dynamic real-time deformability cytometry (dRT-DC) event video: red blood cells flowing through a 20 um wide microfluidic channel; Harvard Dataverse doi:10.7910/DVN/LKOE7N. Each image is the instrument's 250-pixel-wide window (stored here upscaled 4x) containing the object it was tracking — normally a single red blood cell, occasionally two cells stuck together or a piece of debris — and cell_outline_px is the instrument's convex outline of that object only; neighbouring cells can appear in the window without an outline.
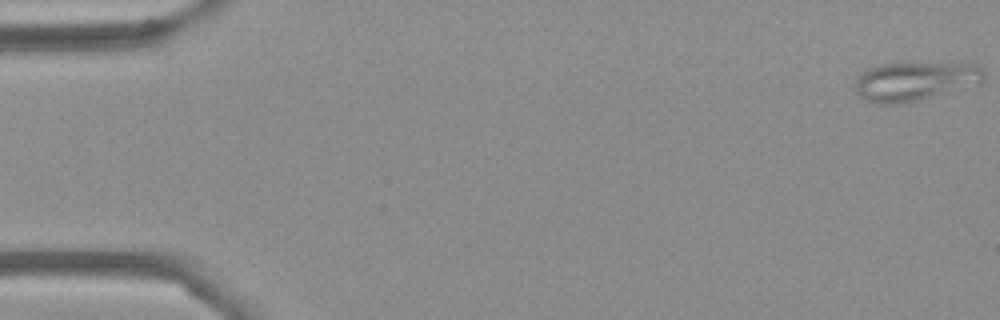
{"species": "Egyptian fruit bat (a non-hibernating species)", "species_latin": "Rousettus aegyptiacus", "temperature_condition": "cold", "stored_images_in_passage": 54, "segment_of_instrument_passage": [1, 2], "camera_frame_rate_fps": 3000, "um_per_image_px": 0.085, "frame": {"image": 1, "passage_image": 1, "time_ms": 0.0, "image_size_px": [1000, 320], "cell_outline_px": [[984, 80], [980, 84], [916, 100], [896, 104], [872, 104], [864, 100], [852, 88], [852, 84], [856, 76], [868, 68], [880, 64], [976, 64], [984, 68]], "centroid_in_image_um": [77.69, 6.92], "position_along_channel_um": 7.3, "area_um2": 29.25}}